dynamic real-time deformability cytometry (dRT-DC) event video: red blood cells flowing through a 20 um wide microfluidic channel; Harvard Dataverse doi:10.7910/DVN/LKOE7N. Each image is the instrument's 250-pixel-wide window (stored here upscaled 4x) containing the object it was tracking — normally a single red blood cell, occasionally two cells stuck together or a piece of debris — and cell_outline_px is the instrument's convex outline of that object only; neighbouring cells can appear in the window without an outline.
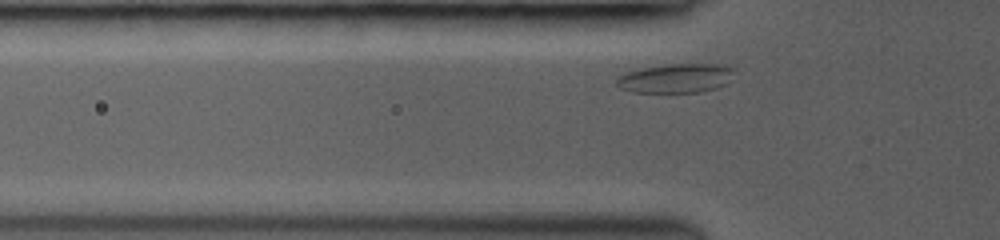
{"species": "common noctule bat (a hibernating species)", "species_latin": "Nyctalus noctula", "temperature_condition": "room temperature", "stored_images_in_passage": 4, "camera_frame_rate_fps": 3000, "um_per_image_px": 0.085, "animal": {"sex": "female", "body_mass_g": 19.0, "forearm_length_mm": 53.3}, "frame": {"image": 1, "passage_image": 4, "time_ms": 2.667, "image_size_px": [1000, 240], "cell_outline_px": [[736, 68], [728, 84], [716, 88], [700, 92], [632, 92], [620, 88], [616, 84], [616, 76], [624, 72], [664, 64], [720, 64]], "centroid_in_image_um": [57.46, 6.65], "position_along_channel_um": 68.3, "area_um2": 20.29}}